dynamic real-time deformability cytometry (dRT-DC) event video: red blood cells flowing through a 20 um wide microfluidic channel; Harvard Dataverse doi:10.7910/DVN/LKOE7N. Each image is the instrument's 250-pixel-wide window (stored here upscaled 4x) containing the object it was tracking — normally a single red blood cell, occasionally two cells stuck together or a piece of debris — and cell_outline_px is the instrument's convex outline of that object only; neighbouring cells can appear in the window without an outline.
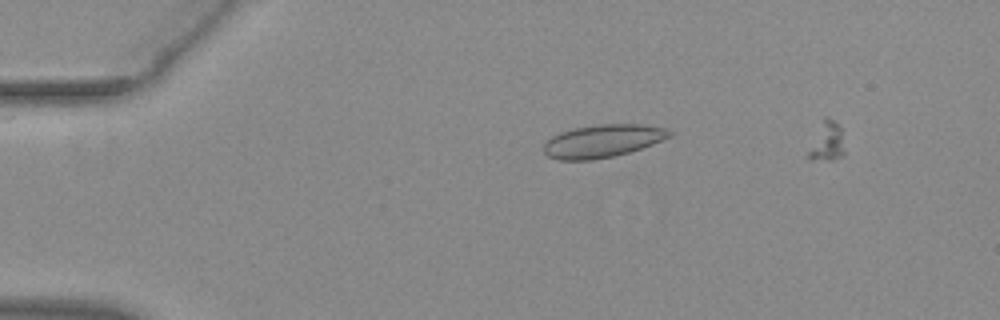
{"species": "common noctule bat (a hibernating species)", "species_latin": "Nyctalus noctula", "temperature_condition": "warm", "stored_images_in_passage": 45, "camera_frame_rate_fps": 3000, "um_per_image_px": 0.085, "animal": {"sex": "female", "body_mass_g": 29.2, "forearm_length_mm": 56.3}, "frame": {"image": 1, "passage_image": 6, "time_ms": 1.667, "image_size_px": [1000, 320], "cell_outline_px": [[672, 136], [652, 144], [628, 152], [612, 156], [592, 160], [560, 160], [548, 156], [544, 152], [544, 144], [552, 136], [560, 132], [572, 128], [596, 124], [644, 124], [668, 128], [672, 132]], "centroid_in_image_um": [51.24, 11.97], "position_along_channel_um": 33.8, "area_um2": 24.1}}
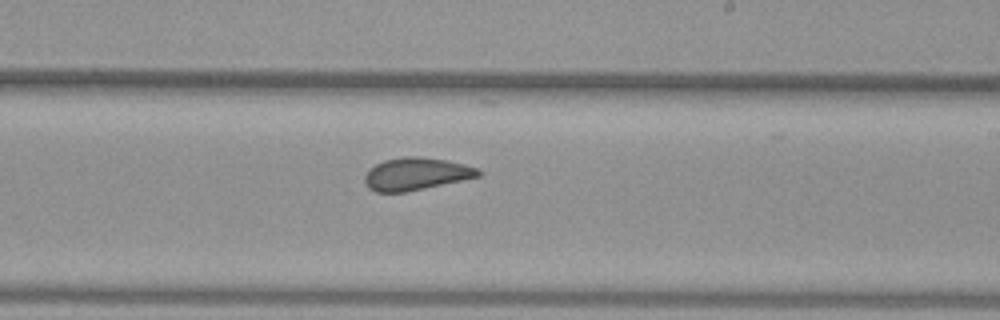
{"frame": {"image": 2, "passage_image": 27, "time_ms": 8.667, "image_size_px": [1000, 320], "cell_outline_px": [[484, 172], [480, 176], [464, 180], [408, 192], [376, 192], [368, 188], [364, 180], [364, 176], [376, 164], [384, 160], [404, 156], [420, 156], [448, 160], [480, 168]], "centroid_in_image_um": [35.43, 14.78], "position_along_channel_um": 253.6, "area_um2": 21.79}}
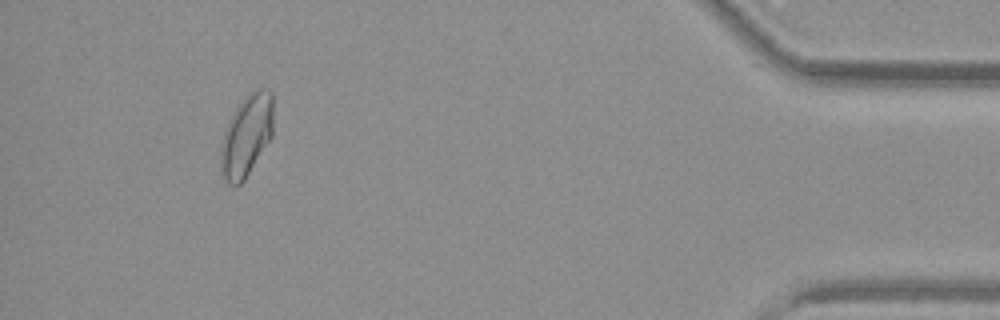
{"frame": {"image": 3, "passage_image": 44, "time_ms": 14.333, "image_size_px": [1000, 320], "cell_outline_px": [[272, 136], [244, 180], [240, 184], [228, 184], [224, 180], [220, 168], [220, 144], [228, 120], [240, 100], [248, 92], [256, 88], [268, 88], [272, 92]], "centroid_in_image_um": [20.93, 11.48], "position_along_channel_um": 414.3, "area_um2": 25.32}}